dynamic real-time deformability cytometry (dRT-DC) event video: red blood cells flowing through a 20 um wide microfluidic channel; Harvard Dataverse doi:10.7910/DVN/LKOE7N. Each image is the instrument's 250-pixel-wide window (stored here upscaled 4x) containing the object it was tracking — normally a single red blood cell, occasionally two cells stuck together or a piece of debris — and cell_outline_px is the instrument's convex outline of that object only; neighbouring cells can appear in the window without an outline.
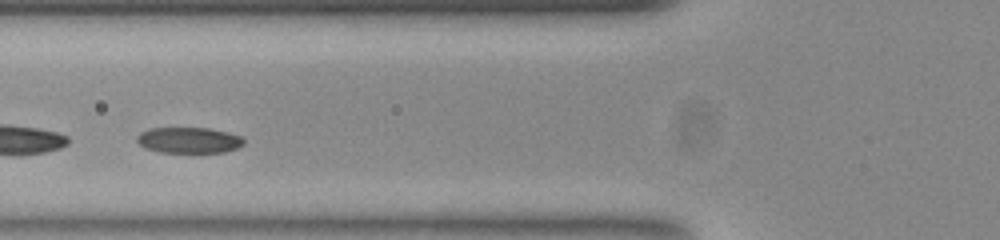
{"species": "common noctule bat (a hibernating species)", "species_latin": "Nyctalus noctula", "temperature_condition": "room temperature", "stored_images_in_passage": 34, "segment_of_instrument_passage": [2, 2], "camera_frame_rate_fps": 3000, "um_per_image_px": 0.085, "animal": {"sex": "female", "body_mass_g": 23.0, "forearm_length_mm": 53.4}, "frame": {"image": 1, "passage_image": 11, "time_ms": 3.333, "image_size_px": [1000, 240], "cell_outline_px": [[244, 144], [236, 148], [224, 152], [160, 152], [144, 148], [136, 140], [136, 136], [140, 132], [148, 128], [208, 128], [240, 136], [244, 140]], "centroid_in_image_um": [16.0, 11.91], "position_along_channel_um": 109.8, "area_um2": 16.01}}
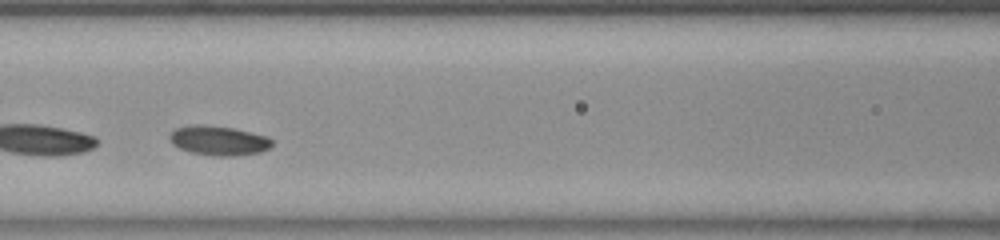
{"frame": {"image": 2, "passage_image": 14, "time_ms": 4.333, "image_size_px": [1000, 240], "cell_outline_px": [[272, 144], [268, 148], [260, 152], [232, 156], [216, 156], [192, 152], [180, 148], [172, 144], [168, 140], [168, 136], [176, 128], [196, 124], [200, 124], [232, 128], [252, 132], [268, 136], [272, 140]], "centroid_in_image_um": [18.57, 11.94], "position_along_channel_um": 148.0, "area_um2": 17.51}}